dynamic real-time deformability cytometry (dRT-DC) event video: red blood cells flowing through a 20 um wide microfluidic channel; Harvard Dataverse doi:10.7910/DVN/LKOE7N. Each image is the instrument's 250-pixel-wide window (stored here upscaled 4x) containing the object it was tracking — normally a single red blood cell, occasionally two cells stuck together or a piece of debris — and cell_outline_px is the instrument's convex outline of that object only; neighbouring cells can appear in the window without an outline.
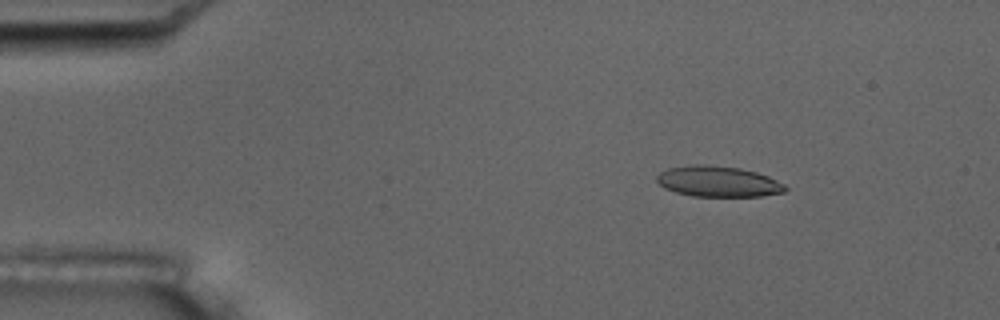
{"species": "common noctule bat (a hibernating species)", "species_latin": "Nyctalus noctula", "temperature_condition": "room temperature", "stored_images_in_passage": 8, "camera_frame_rate_fps": 3000, "um_per_image_px": 0.085, "animal": {"sex": "male", "body_mass_g": 17.5, "forearm_length_mm": 52.3}, "frame": {"image": 1, "passage_image": 1, "time_ms": 0.0, "image_size_px": [1000, 320], "cell_outline_px": [[788, 188], [784, 192], [760, 196], [692, 196], [676, 192], [664, 188], [656, 180], [656, 176], [660, 172], [668, 168], [688, 164], [708, 164], [740, 168], [756, 172], [768, 176], [784, 184]], "centroid_in_image_um": [61.02, 15.41], "position_along_channel_um": 24.0, "area_um2": 23.12}}
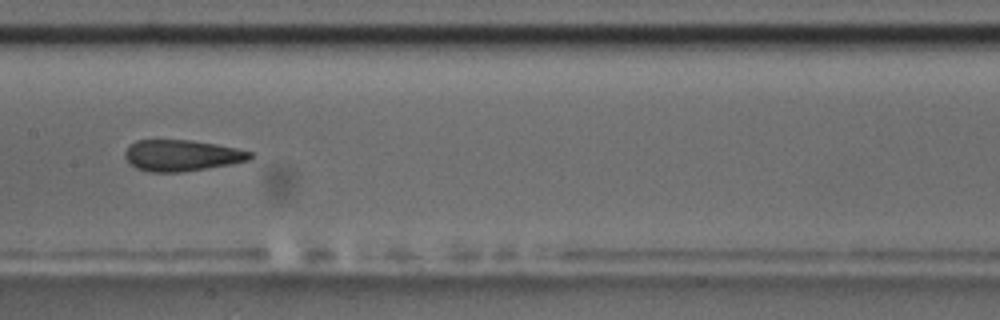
{"frame": {"image": 2, "passage_image": 7, "time_ms": 7.0, "image_size_px": [1000, 320], "cell_outline_px": [[252, 156], [248, 160], [232, 164], [180, 172], [148, 172], [136, 168], [124, 156], [124, 152], [136, 140], [192, 140], [216, 144], [236, 148], [252, 152]], "centroid_in_image_um": [15.45, 13.21], "position_along_channel_um": 192.0, "area_um2": 22.6}}